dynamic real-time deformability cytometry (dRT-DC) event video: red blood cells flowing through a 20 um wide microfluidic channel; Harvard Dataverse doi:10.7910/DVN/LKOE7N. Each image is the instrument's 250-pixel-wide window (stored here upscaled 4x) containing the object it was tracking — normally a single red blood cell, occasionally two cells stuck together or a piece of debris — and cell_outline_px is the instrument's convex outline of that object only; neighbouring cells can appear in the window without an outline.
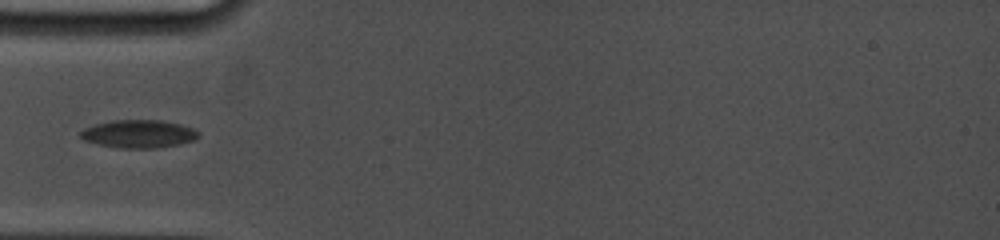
{"species": "common noctule bat (a hibernating species)", "species_latin": "Nyctalus noctula", "temperature_condition": "cold", "stored_images_in_passage": 22, "camera_frame_rate_fps": 5000, "um_per_image_px": 0.085, "animal": {"sex": "female", "body_mass_g": 19.0, "forearm_length_mm": 53.3}, "frame": {"image": 1, "passage_image": 1, "time_ms": 0.0, "image_size_px": [1000, 240], "cell_outline_px": [[200, 136], [196, 140], [180, 144], [156, 148], [116, 148], [96, 144], [84, 140], [80, 136], [80, 132], [84, 128], [96, 124], [112, 120], [160, 120], [180, 124], [192, 128], [200, 132]], "centroid_in_image_um": [11.8, 11.39], "position_along_channel_um": 73.2, "area_um2": 19.42}}
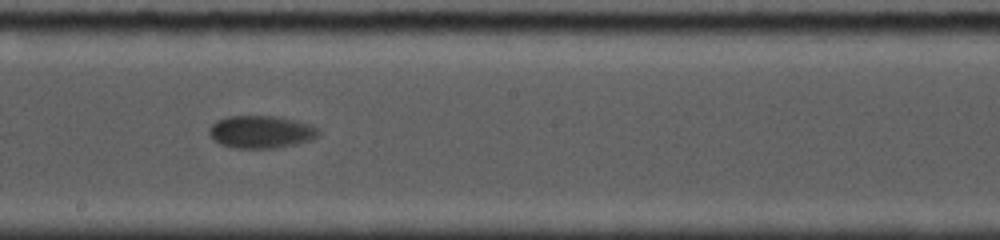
{"frame": {"image": 2, "passage_image": 6, "time_ms": 4.2, "image_size_px": [1000, 240], "cell_outline_px": [[320, 136], [312, 140], [296, 144], [276, 148], [236, 148], [220, 144], [212, 140], [208, 132], [208, 128], [216, 120], [228, 116], [276, 116], [296, 120], [312, 124], [320, 128]], "centroid_in_image_um": [22.22, 11.21], "position_along_channel_um": 226.0, "area_um2": 21.21}}
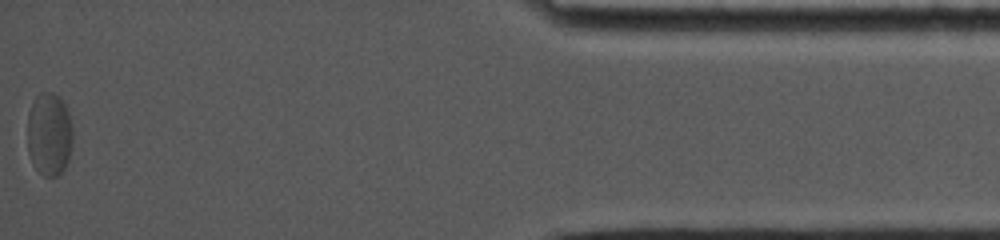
{"frame": {"image": 3, "passage_image": 22, "time_ms": 11.6, "image_size_px": [1000, 240], "cell_outline_px": [[72, 144], [68, 160], [64, 168], [56, 176], [44, 176], [32, 164], [28, 152], [28, 112], [36, 96], [40, 92], [52, 92], [60, 96], [68, 112], [72, 124]], "centroid_in_image_um": [4.18, 11.38], "position_along_channel_um": 431.0, "area_um2": 22.08}}